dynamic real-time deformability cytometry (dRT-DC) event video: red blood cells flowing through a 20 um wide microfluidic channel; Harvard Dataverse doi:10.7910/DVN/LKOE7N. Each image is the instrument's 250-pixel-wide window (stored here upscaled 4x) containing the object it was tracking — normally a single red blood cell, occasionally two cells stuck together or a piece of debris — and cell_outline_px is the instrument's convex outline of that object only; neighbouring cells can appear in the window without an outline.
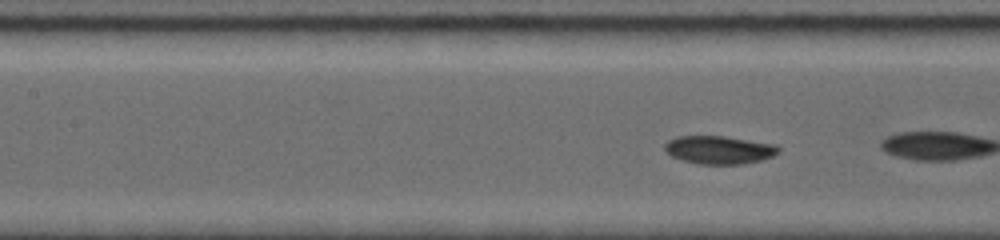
{"species": "common noctule bat (a hibernating species)", "species_latin": "Nyctalus noctula", "temperature_condition": "room temperature", "stored_images_in_passage": 8, "camera_frame_rate_fps": 5000, "um_per_image_px": 0.085, "animal": {"sex": "female", "body_mass_g": 19.0, "forearm_length_mm": 56.7}, "frame": {"image": 1, "passage_image": 7, "time_ms": 1.8, "image_size_px": [1000, 240], "cell_outline_px": [[780, 152], [772, 156], [760, 160], [740, 164], [696, 164], [672, 156], [664, 152], [664, 144], [668, 140], [676, 136], [724, 136], [776, 144], [780, 148]], "centroid_in_image_um": [61.1, 12.73], "position_along_channel_um": 146.3, "area_um2": 18.73}}